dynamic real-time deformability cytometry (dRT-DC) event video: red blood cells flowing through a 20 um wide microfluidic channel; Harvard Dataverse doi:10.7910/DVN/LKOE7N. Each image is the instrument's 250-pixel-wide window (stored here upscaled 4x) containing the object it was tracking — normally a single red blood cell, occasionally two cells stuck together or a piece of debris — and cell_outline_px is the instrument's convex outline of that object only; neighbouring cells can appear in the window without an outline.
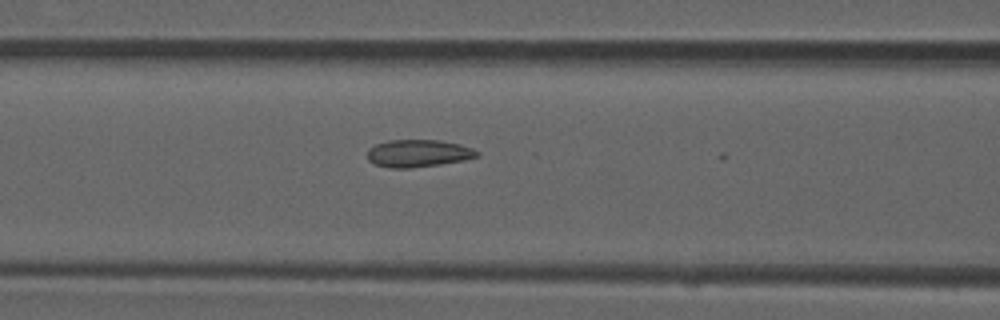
{"species": "common noctule bat (a hibernating species)", "species_latin": "Nyctalus noctula", "temperature_condition": "room temperature", "stored_images_in_passage": 15, "camera_frame_rate_fps": 3000, "um_per_image_px": 0.085, "animal": {"sex": "male", "forearm_length_mm": 52.5}, "frame": {"image": 1, "passage_image": 12, "time_ms": 3.667, "image_size_px": [1000, 320], "cell_outline_px": [[480, 156], [464, 160], [440, 164], [412, 168], [388, 168], [376, 164], [368, 160], [368, 148], [376, 144], [388, 140], [440, 140], [460, 144], [472, 148], [480, 152]], "centroid_in_image_um": [35.56, 13.03], "position_along_channel_um": 131.0, "area_um2": 17.63}}